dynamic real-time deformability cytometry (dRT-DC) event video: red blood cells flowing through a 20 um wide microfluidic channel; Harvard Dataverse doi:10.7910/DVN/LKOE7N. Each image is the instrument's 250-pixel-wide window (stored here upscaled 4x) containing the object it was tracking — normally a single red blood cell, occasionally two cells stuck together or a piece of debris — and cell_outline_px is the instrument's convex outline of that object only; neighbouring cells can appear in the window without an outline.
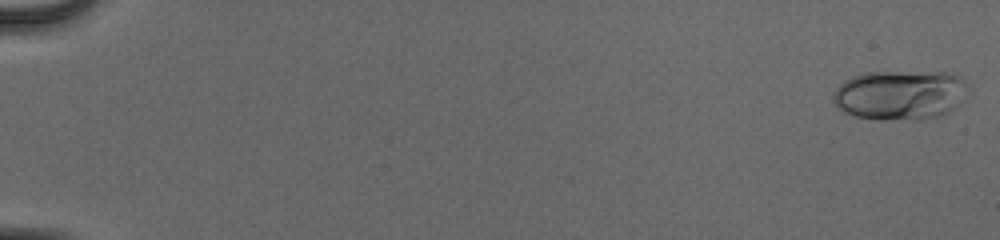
{"species": "human", "species_latin": "Homo sapiens", "temperature_condition": "cold", "stored_images_in_passage": 53, "camera_frame_rate_fps": 3000, "um_per_image_px": 0.085, "donor": {"sex": "male"}, "frame": {"image": 1, "passage_image": 1, "time_ms": 0.0, "image_size_px": [1000, 240], "cell_outline_px": [[968, 88], [964, 100], [960, 104], [948, 112], [924, 120], [880, 120], [852, 116], [836, 108], [832, 100], [832, 96], [836, 88], [844, 80], [852, 76], [864, 72], [944, 72], [960, 76], [964, 80]], "centroid_in_image_um": [76.48, 8.08], "position_along_channel_um": 8.5, "area_um2": 39.82}}
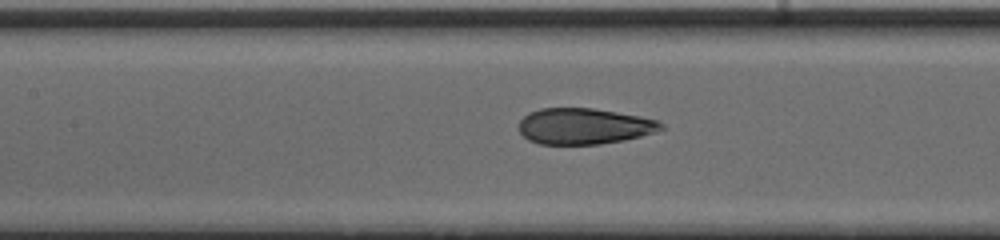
{"frame": {"image": 2, "passage_image": 27, "time_ms": 8.667, "image_size_px": [1000, 240], "cell_outline_px": [[664, 128], [656, 132], [624, 140], [600, 144], [540, 144], [528, 140], [516, 128], [520, 120], [528, 112], [540, 108], [592, 108], [640, 116], [656, 120], [664, 124]], "centroid_in_image_um": [49.61, 10.72], "position_along_channel_um": 157.8, "area_um2": 30.0}}
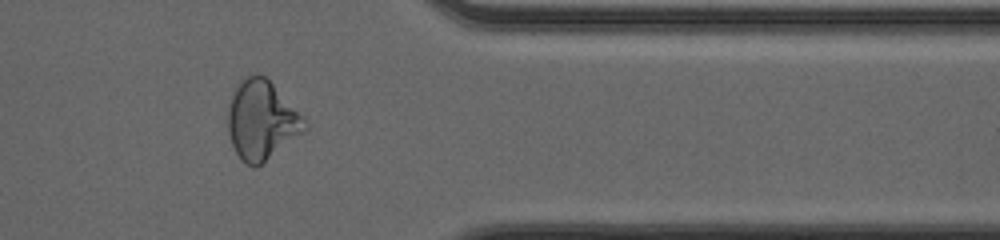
{"frame": {"image": 3, "passage_image": 45, "time_ms": 14.667, "image_size_px": [1000, 240], "cell_outline_px": [[308, 128], [256, 168], [252, 168], [244, 164], [240, 160], [232, 144], [228, 132], [228, 108], [232, 96], [236, 88], [248, 76], [264, 76], [304, 116], [308, 124]], "centroid_in_image_um": [22.24, 10.28], "position_along_channel_um": 389.2, "area_um2": 34.8}, "authors_computed_cell_mechanics": {"area_um2": 32.1368, "velocity_mm_per_s": 4.0075, "shape_relaxation_time_tau1_ms": null, "shape_relaxation_time_tau2_ms": 0.6832, "deformation_change_tau1": null, "deformation_change_tau2": 0.0556}}